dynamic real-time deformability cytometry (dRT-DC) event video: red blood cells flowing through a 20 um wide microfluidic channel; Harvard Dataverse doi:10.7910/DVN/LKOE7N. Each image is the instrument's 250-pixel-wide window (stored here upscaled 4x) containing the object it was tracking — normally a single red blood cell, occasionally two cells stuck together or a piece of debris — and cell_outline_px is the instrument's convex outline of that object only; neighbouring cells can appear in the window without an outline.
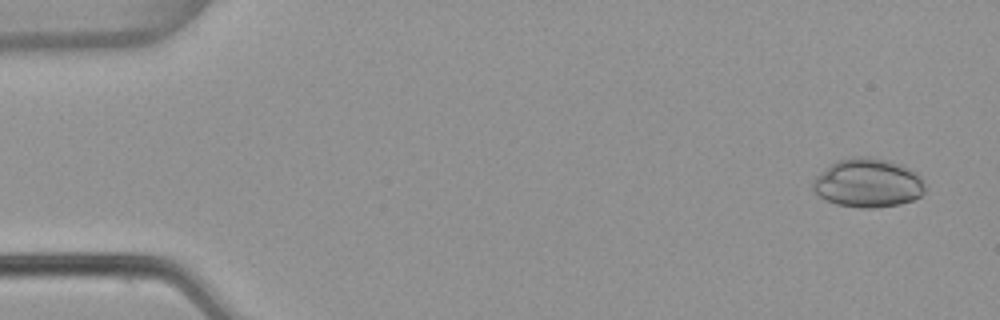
{"species": "common noctule bat (a hibernating species)", "species_latin": "Nyctalus noctula", "temperature_condition": "warm", "stored_images_in_passage": 6, "camera_frame_rate_fps": 3000, "um_per_image_px": 0.085, "animal": {"sex": "female", "body_mass_g": 22.7, "forearm_length_mm": 54.2}, "frame": {"image": 1, "passage_image": 1, "time_ms": 0.0, "image_size_px": [1000, 320], "cell_outline_px": [[924, 192], [920, 196], [912, 200], [900, 204], [872, 208], [860, 208], [836, 204], [820, 196], [812, 188], [812, 180], [816, 176], [836, 160], [852, 156], [868, 156], [888, 160], [900, 164], [916, 172], [920, 176], [924, 184]], "centroid_in_image_um": [73.77, 15.54], "position_along_channel_um": 11.2, "area_um2": 31.96}}
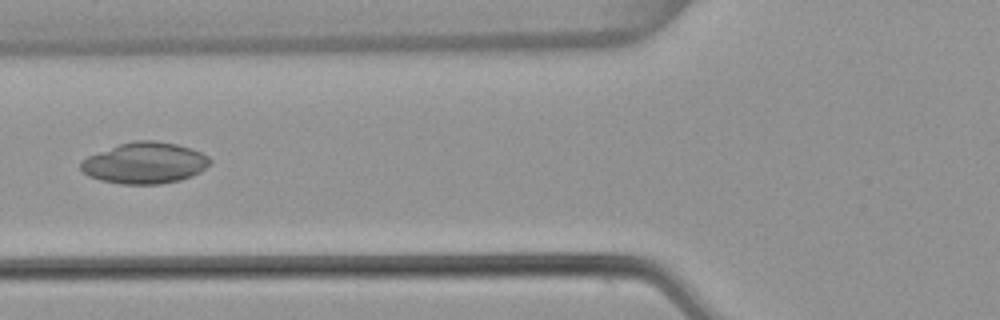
{"frame": {"image": 2, "passage_image": 6, "time_ms": 1.667, "image_size_px": [1000, 320], "cell_outline_px": [[212, 164], [200, 172], [192, 176], [180, 180], [160, 184], [120, 184], [100, 180], [88, 176], [80, 168], [80, 164], [88, 156], [120, 144], [136, 140], [156, 140], [176, 144], [192, 148], [208, 156], [212, 160]], "centroid_in_image_um": [12.35, 13.86], "position_along_channel_um": 113.4, "area_um2": 31.1}}